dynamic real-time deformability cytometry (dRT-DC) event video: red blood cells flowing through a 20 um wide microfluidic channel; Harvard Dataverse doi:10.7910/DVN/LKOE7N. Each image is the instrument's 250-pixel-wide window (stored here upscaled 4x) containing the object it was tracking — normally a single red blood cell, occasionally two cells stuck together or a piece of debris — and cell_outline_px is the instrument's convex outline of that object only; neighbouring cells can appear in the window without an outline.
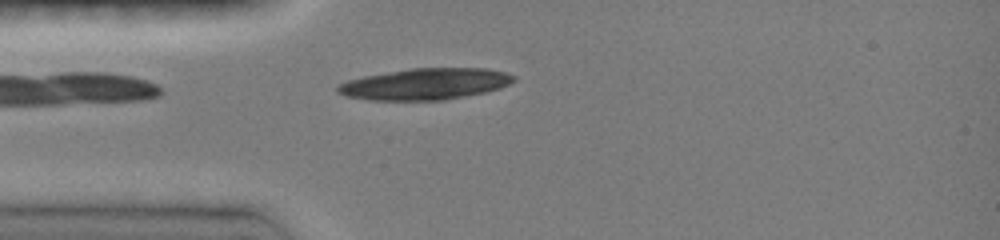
{"species": "common noctule bat (a hibernating species)", "species_latin": "Nyctalus noctula", "temperature_condition": "room temperature", "stored_images_in_passage": 5, "camera_frame_rate_fps": 3000, "um_per_image_px": 0.085, "animal": {"sex": "female", "body_mass_g": 19.0, "forearm_length_mm": 51.5}, "frame": {"image": 1, "passage_image": 5, "time_ms": 2.667, "image_size_px": [1000, 240], "cell_outline_px": [[516, 80], [500, 88], [484, 92], [444, 100], [368, 100], [344, 96], [336, 92], [336, 88], [340, 84], [348, 80], [364, 76], [412, 68], [488, 68], [504, 72], [516, 76]], "centroid_in_image_um": [36.13, 7.14], "position_along_channel_um": 48.9, "area_um2": 32.14}}